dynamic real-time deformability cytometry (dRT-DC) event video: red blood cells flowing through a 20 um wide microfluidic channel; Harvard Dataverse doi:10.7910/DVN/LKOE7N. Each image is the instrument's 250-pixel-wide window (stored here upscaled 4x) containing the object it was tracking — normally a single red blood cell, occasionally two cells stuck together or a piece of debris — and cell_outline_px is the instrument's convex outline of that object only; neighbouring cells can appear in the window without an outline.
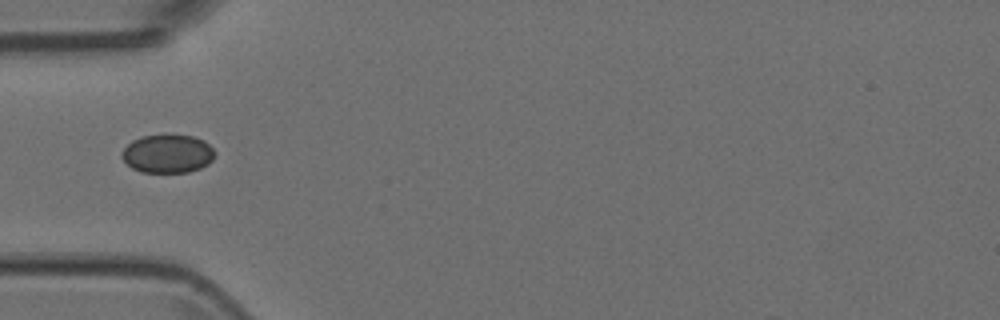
{"species": "Egyptian fruit bat (a non-hibernating species)", "species_latin": "Rousettus aegyptiacus", "temperature_condition": "room temperature", "stored_images_in_passage": 4, "camera_frame_rate_fps": 3000, "um_per_image_px": 0.085, "animal": {"sex": "female"}, "frame": {"image": 1, "passage_image": 1, "time_ms": 0.0, "image_size_px": [1000, 320], "cell_outline_px": [[212, 160], [208, 164], [200, 168], [188, 172], [140, 172], [132, 168], [120, 156], [120, 152], [132, 140], [144, 136], [192, 136], [204, 140], [212, 148]], "centroid_in_image_um": [14.21, 13.08], "position_along_channel_um": 70.8, "area_um2": 20.46}}
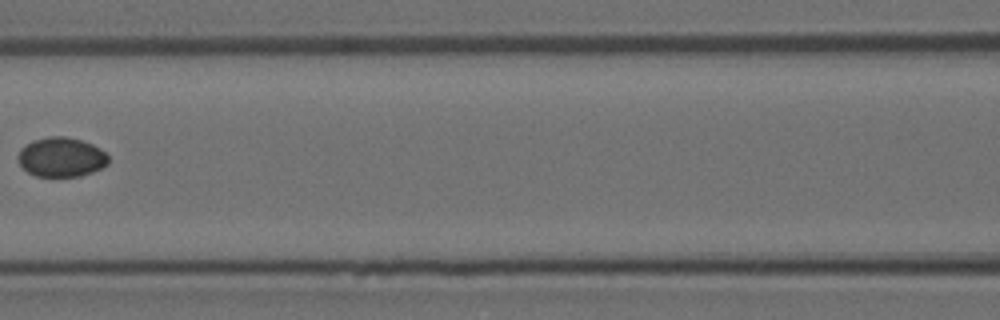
{"frame": {"image": 2, "passage_image": 3, "time_ms": 0.667, "image_size_px": [1000, 320], "cell_outline_px": [[108, 164], [92, 172], [80, 176], [36, 176], [28, 172], [20, 164], [16, 156], [20, 148], [32, 140], [48, 136], [64, 136], [80, 140], [92, 144], [100, 148], [108, 156]], "centroid_in_image_um": [5.18, 13.34], "position_along_channel_um": 161.4, "area_um2": 20.81}}
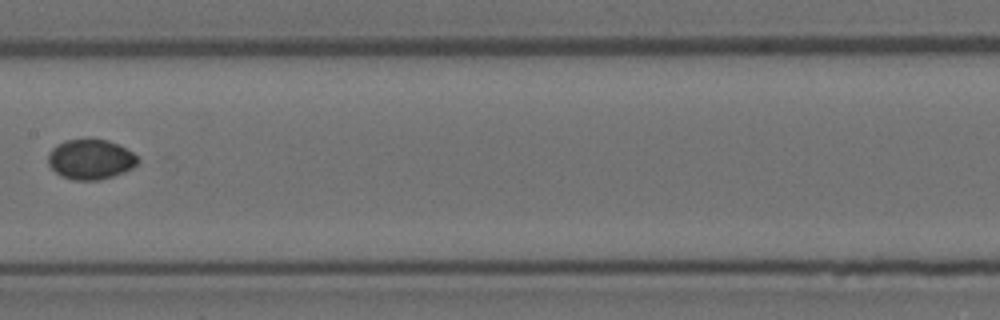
{"frame": {"image": 3, "passage_image": 4, "time_ms": 1.0, "image_size_px": [1000, 320], "cell_outline_px": [[140, 160], [132, 168], [124, 172], [100, 180], [72, 180], [60, 176], [48, 164], [48, 152], [56, 144], [64, 140], [88, 136], [108, 140], [132, 152]], "centroid_in_image_um": [7.66, 13.51], "position_along_channel_um": 199.7, "area_um2": 21.44}}